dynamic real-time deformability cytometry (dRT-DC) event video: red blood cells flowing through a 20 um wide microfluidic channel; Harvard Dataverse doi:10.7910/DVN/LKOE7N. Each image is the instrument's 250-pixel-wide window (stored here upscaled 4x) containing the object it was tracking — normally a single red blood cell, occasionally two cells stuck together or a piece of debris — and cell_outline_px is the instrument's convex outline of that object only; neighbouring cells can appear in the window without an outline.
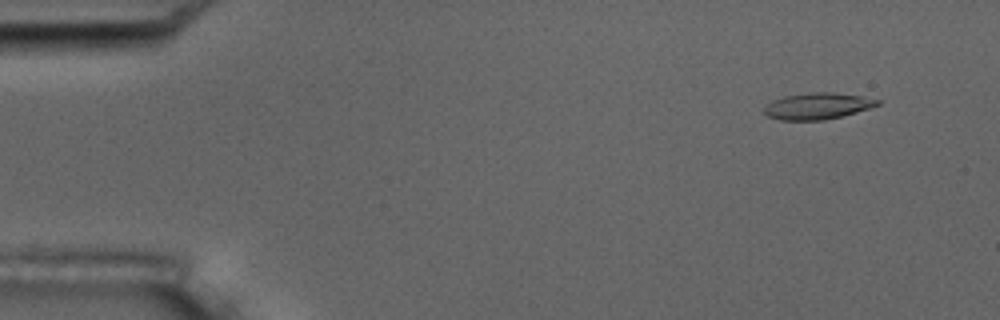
{"species": "common noctule bat (a hibernating species)", "species_latin": "Nyctalus noctula", "temperature_condition": "room temperature", "stored_images_in_passage": 6, "camera_frame_rate_fps": 3000, "um_per_image_px": 0.085, "animal": {"sex": "male", "body_mass_g": 17.5, "forearm_length_mm": 52.3}, "frame": {"image": 1, "passage_image": 2, "time_ms": 1.333, "image_size_px": [1000, 320], "cell_outline_px": [[880, 104], [856, 112], [824, 120], [780, 120], [768, 116], [764, 112], [764, 108], [772, 100], [784, 96], [812, 92], [832, 92], [860, 96], [880, 100]], "centroid_in_image_um": [69.46, 9.01], "position_along_channel_um": 15.5, "area_um2": 17.22}}
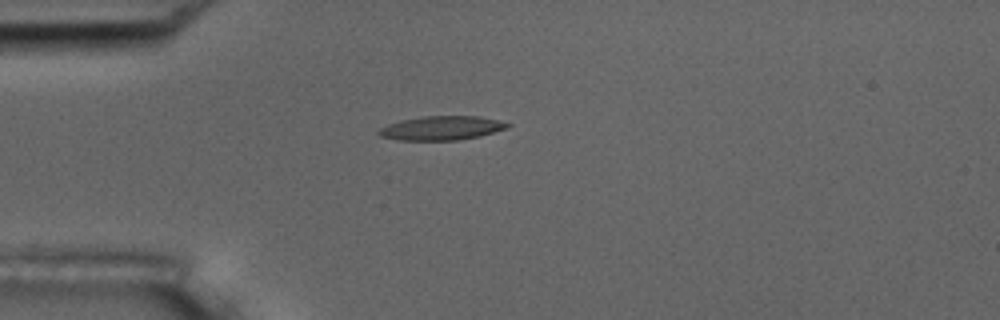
{"frame": {"image": 2, "passage_image": 5, "time_ms": 4.667, "image_size_px": [1000, 320], "cell_outline_px": [[512, 124], [508, 128], [480, 136], [460, 140], [396, 140], [380, 136], [376, 132], [380, 128], [388, 124], [400, 120], [424, 116], [480, 116]], "centroid_in_image_um": [37.52, 10.89], "position_along_channel_um": 47.5, "area_um2": 18.09}}